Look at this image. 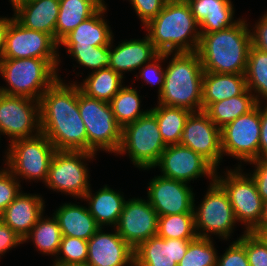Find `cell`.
Here are the masks:
<instances>
[{
  "mask_svg": "<svg viewBox=\"0 0 267 266\" xmlns=\"http://www.w3.org/2000/svg\"><path fill=\"white\" fill-rule=\"evenodd\" d=\"M187 3L200 33L220 31L239 21L233 19L235 11L231 0H189Z\"/></svg>",
  "mask_w": 267,
  "mask_h": 266,
  "instance_id": "23",
  "label": "cell"
},
{
  "mask_svg": "<svg viewBox=\"0 0 267 266\" xmlns=\"http://www.w3.org/2000/svg\"><path fill=\"white\" fill-rule=\"evenodd\" d=\"M246 20L212 32L200 33L197 53L204 72L219 74H245L251 44Z\"/></svg>",
  "mask_w": 267,
  "mask_h": 266,
  "instance_id": "2",
  "label": "cell"
},
{
  "mask_svg": "<svg viewBox=\"0 0 267 266\" xmlns=\"http://www.w3.org/2000/svg\"><path fill=\"white\" fill-rule=\"evenodd\" d=\"M68 53L77 62L86 68H91L92 72L109 67L111 54L110 45L94 47H67Z\"/></svg>",
  "mask_w": 267,
  "mask_h": 266,
  "instance_id": "38",
  "label": "cell"
},
{
  "mask_svg": "<svg viewBox=\"0 0 267 266\" xmlns=\"http://www.w3.org/2000/svg\"><path fill=\"white\" fill-rule=\"evenodd\" d=\"M257 102L254 94L246 89L242 94L210 104L204 112L218 128L251 111Z\"/></svg>",
  "mask_w": 267,
  "mask_h": 266,
  "instance_id": "30",
  "label": "cell"
},
{
  "mask_svg": "<svg viewBox=\"0 0 267 266\" xmlns=\"http://www.w3.org/2000/svg\"><path fill=\"white\" fill-rule=\"evenodd\" d=\"M254 26L253 31L250 32L251 44L253 47L267 53V12Z\"/></svg>",
  "mask_w": 267,
  "mask_h": 266,
  "instance_id": "46",
  "label": "cell"
},
{
  "mask_svg": "<svg viewBox=\"0 0 267 266\" xmlns=\"http://www.w3.org/2000/svg\"><path fill=\"white\" fill-rule=\"evenodd\" d=\"M166 145L163 142L155 115H145L122 128L121 144L116 154H125L137 168H155Z\"/></svg>",
  "mask_w": 267,
  "mask_h": 266,
  "instance_id": "6",
  "label": "cell"
},
{
  "mask_svg": "<svg viewBox=\"0 0 267 266\" xmlns=\"http://www.w3.org/2000/svg\"><path fill=\"white\" fill-rule=\"evenodd\" d=\"M247 89L245 74L204 72L202 80V110L210 104L242 94Z\"/></svg>",
  "mask_w": 267,
  "mask_h": 266,
  "instance_id": "27",
  "label": "cell"
},
{
  "mask_svg": "<svg viewBox=\"0 0 267 266\" xmlns=\"http://www.w3.org/2000/svg\"><path fill=\"white\" fill-rule=\"evenodd\" d=\"M170 1H174V2H188L189 0H170Z\"/></svg>",
  "mask_w": 267,
  "mask_h": 266,
  "instance_id": "54",
  "label": "cell"
},
{
  "mask_svg": "<svg viewBox=\"0 0 267 266\" xmlns=\"http://www.w3.org/2000/svg\"><path fill=\"white\" fill-rule=\"evenodd\" d=\"M263 231H267V201L263 202V213L260 225L253 232L260 235Z\"/></svg>",
  "mask_w": 267,
  "mask_h": 266,
  "instance_id": "50",
  "label": "cell"
},
{
  "mask_svg": "<svg viewBox=\"0 0 267 266\" xmlns=\"http://www.w3.org/2000/svg\"><path fill=\"white\" fill-rule=\"evenodd\" d=\"M59 43L49 34L28 29L15 18L11 22L2 58L59 59Z\"/></svg>",
  "mask_w": 267,
  "mask_h": 266,
  "instance_id": "14",
  "label": "cell"
},
{
  "mask_svg": "<svg viewBox=\"0 0 267 266\" xmlns=\"http://www.w3.org/2000/svg\"><path fill=\"white\" fill-rule=\"evenodd\" d=\"M238 240L244 245L250 266H267V242L254 232H243Z\"/></svg>",
  "mask_w": 267,
  "mask_h": 266,
  "instance_id": "40",
  "label": "cell"
},
{
  "mask_svg": "<svg viewBox=\"0 0 267 266\" xmlns=\"http://www.w3.org/2000/svg\"><path fill=\"white\" fill-rule=\"evenodd\" d=\"M56 149L42 133L12 141L6 151V165L16 178L47 179L49 166ZM19 176V177H17Z\"/></svg>",
  "mask_w": 267,
  "mask_h": 266,
  "instance_id": "8",
  "label": "cell"
},
{
  "mask_svg": "<svg viewBox=\"0 0 267 266\" xmlns=\"http://www.w3.org/2000/svg\"><path fill=\"white\" fill-rule=\"evenodd\" d=\"M204 70L197 52L174 53L165 69L158 103L170 107L202 111V80Z\"/></svg>",
  "mask_w": 267,
  "mask_h": 266,
  "instance_id": "4",
  "label": "cell"
},
{
  "mask_svg": "<svg viewBox=\"0 0 267 266\" xmlns=\"http://www.w3.org/2000/svg\"><path fill=\"white\" fill-rule=\"evenodd\" d=\"M190 241L152 236L134 250V266H178Z\"/></svg>",
  "mask_w": 267,
  "mask_h": 266,
  "instance_id": "20",
  "label": "cell"
},
{
  "mask_svg": "<svg viewBox=\"0 0 267 266\" xmlns=\"http://www.w3.org/2000/svg\"><path fill=\"white\" fill-rule=\"evenodd\" d=\"M135 13L145 26L164 8L168 0H129Z\"/></svg>",
  "mask_w": 267,
  "mask_h": 266,
  "instance_id": "44",
  "label": "cell"
},
{
  "mask_svg": "<svg viewBox=\"0 0 267 266\" xmlns=\"http://www.w3.org/2000/svg\"><path fill=\"white\" fill-rule=\"evenodd\" d=\"M23 243V240L11 228L0 220V256Z\"/></svg>",
  "mask_w": 267,
  "mask_h": 266,
  "instance_id": "47",
  "label": "cell"
},
{
  "mask_svg": "<svg viewBox=\"0 0 267 266\" xmlns=\"http://www.w3.org/2000/svg\"><path fill=\"white\" fill-rule=\"evenodd\" d=\"M158 217L148 199L134 197L125 201L114 229L135 250L142 242L157 235Z\"/></svg>",
  "mask_w": 267,
  "mask_h": 266,
  "instance_id": "15",
  "label": "cell"
},
{
  "mask_svg": "<svg viewBox=\"0 0 267 266\" xmlns=\"http://www.w3.org/2000/svg\"><path fill=\"white\" fill-rule=\"evenodd\" d=\"M138 91L129 86L122 87L109 102L117 124L124 126L135 122L149 110L141 111V97Z\"/></svg>",
  "mask_w": 267,
  "mask_h": 266,
  "instance_id": "35",
  "label": "cell"
},
{
  "mask_svg": "<svg viewBox=\"0 0 267 266\" xmlns=\"http://www.w3.org/2000/svg\"><path fill=\"white\" fill-rule=\"evenodd\" d=\"M61 254H63L61 256ZM59 258L56 257L53 266H69L72 264H84L88 257V241L62 236L60 248L57 253Z\"/></svg>",
  "mask_w": 267,
  "mask_h": 266,
  "instance_id": "39",
  "label": "cell"
},
{
  "mask_svg": "<svg viewBox=\"0 0 267 266\" xmlns=\"http://www.w3.org/2000/svg\"><path fill=\"white\" fill-rule=\"evenodd\" d=\"M147 194L158 216L193 213L195 195L185 182L154 176L149 182Z\"/></svg>",
  "mask_w": 267,
  "mask_h": 266,
  "instance_id": "18",
  "label": "cell"
},
{
  "mask_svg": "<svg viewBox=\"0 0 267 266\" xmlns=\"http://www.w3.org/2000/svg\"><path fill=\"white\" fill-rule=\"evenodd\" d=\"M156 117L163 142L166 146L179 144L186 121L192 111L162 104L149 109Z\"/></svg>",
  "mask_w": 267,
  "mask_h": 266,
  "instance_id": "32",
  "label": "cell"
},
{
  "mask_svg": "<svg viewBox=\"0 0 267 266\" xmlns=\"http://www.w3.org/2000/svg\"><path fill=\"white\" fill-rule=\"evenodd\" d=\"M179 144L200 154L216 170L223 158L221 129L203 110L189 115Z\"/></svg>",
  "mask_w": 267,
  "mask_h": 266,
  "instance_id": "17",
  "label": "cell"
},
{
  "mask_svg": "<svg viewBox=\"0 0 267 266\" xmlns=\"http://www.w3.org/2000/svg\"><path fill=\"white\" fill-rule=\"evenodd\" d=\"M78 106L87 132V151L118 152L122 128L117 124L109 103L90 98L78 86Z\"/></svg>",
  "mask_w": 267,
  "mask_h": 266,
  "instance_id": "7",
  "label": "cell"
},
{
  "mask_svg": "<svg viewBox=\"0 0 267 266\" xmlns=\"http://www.w3.org/2000/svg\"><path fill=\"white\" fill-rule=\"evenodd\" d=\"M106 10V5L102 6L93 16L81 22L59 42V46L94 47L110 45L113 34L107 21L102 16Z\"/></svg>",
  "mask_w": 267,
  "mask_h": 266,
  "instance_id": "25",
  "label": "cell"
},
{
  "mask_svg": "<svg viewBox=\"0 0 267 266\" xmlns=\"http://www.w3.org/2000/svg\"><path fill=\"white\" fill-rule=\"evenodd\" d=\"M157 166L161 176L185 183L202 176L215 180L216 169L200 154L180 144L166 146Z\"/></svg>",
  "mask_w": 267,
  "mask_h": 266,
  "instance_id": "16",
  "label": "cell"
},
{
  "mask_svg": "<svg viewBox=\"0 0 267 266\" xmlns=\"http://www.w3.org/2000/svg\"><path fill=\"white\" fill-rule=\"evenodd\" d=\"M55 212L62 236L88 241L101 228L85 206L65 203Z\"/></svg>",
  "mask_w": 267,
  "mask_h": 266,
  "instance_id": "26",
  "label": "cell"
},
{
  "mask_svg": "<svg viewBox=\"0 0 267 266\" xmlns=\"http://www.w3.org/2000/svg\"><path fill=\"white\" fill-rule=\"evenodd\" d=\"M157 235L163 239L193 240L197 237L193 213L158 217Z\"/></svg>",
  "mask_w": 267,
  "mask_h": 266,
  "instance_id": "36",
  "label": "cell"
},
{
  "mask_svg": "<svg viewBox=\"0 0 267 266\" xmlns=\"http://www.w3.org/2000/svg\"><path fill=\"white\" fill-rule=\"evenodd\" d=\"M44 203L40 195L20 192L0 214V220L24 240L44 213Z\"/></svg>",
  "mask_w": 267,
  "mask_h": 266,
  "instance_id": "21",
  "label": "cell"
},
{
  "mask_svg": "<svg viewBox=\"0 0 267 266\" xmlns=\"http://www.w3.org/2000/svg\"><path fill=\"white\" fill-rule=\"evenodd\" d=\"M95 155L88 151L56 150L45 185L54 191L82 199L90 189L88 167L83 161L94 159Z\"/></svg>",
  "mask_w": 267,
  "mask_h": 266,
  "instance_id": "11",
  "label": "cell"
},
{
  "mask_svg": "<svg viewBox=\"0 0 267 266\" xmlns=\"http://www.w3.org/2000/svg\"><path fill=\"white\" fill-rule=\"evenodd\" d=\"M199 24L187 2L168 0L145 28L159 53L197 52L200 42Z\"/></svg>",
  "mask_w": 267,
  "mask_h": 266,
  "instance_id": "3",
  "label": "cell"
},
{
  "mask_svg": "<svg viewBox=\"0 0 267 266\" xmlns=\"http://www.w3.org/2000/svg\"><path fill=\"white\" fill-rule=\"evenodd\" d=\"M61 238L62 233L56 217L53 215V218H43L42 214L23 242L31 239L38 251L43 252L42 254L58 257Z\"/></svg>",
  "mask_w": 267,
  "mask_h": 266,
  "instance_id": "33",
  "label": "cell"
},
{
  "mask_svg": "<svg viewBox=\"0 0 267 266\" xmlns=\"http://www.w3.org/2000/svg\"><path fill=\"white\" fill-rule=\"evenodd\" d=\"M69 266H90V265H88L87 263H84V264H72Z\"/></svg>",
  "mask_w": 267,
  "mask_h": 266,
  "instance_id": "53",
  "label": "cell"
},
{
  "mask_svg": "<svg viewBox=\"0 0 267 266\" xmlns=\"http://www.w3.org/2000/svg\"><path fill=\"white\" fill-rule=\"evenodd\" d=\"M13 20H14V15L12 18H7V17L0 18V60L2 58L5 49L7 31Z\"/></svg>",
  "mask_w": 267,
  "mask_h": 266,
  "instance_id": "49",
  "label": "cell"
},
{
  "mask_svg": "<svg viewBox=\"0 0 267 266\" xmlns=\"http://www.w3.org/2000/svg\"><path fill=\"white\" fill-rule=\"evenodd\" d=\"M102 6L100 0H59L55 40L59 43L81 22L93 16Z\"/></svg>",
  "mask_w": 267,
  "mask_h": 266,
  "instance_id": "29",
  "label": "cell"
},
{
  "mask_svg": "<svg viewBox=\"0 0 267 266\" xmlns=\"http://www.w3.org/2000/svg\"><path fill=\"white\" fill-rule=\"evenodd\" d=\"M60 59L1 58L0 75L8 83L0 92L40 101L44 92L59 78Z\"/></svg>",
  "mask_w": 267,
  "mask_h": 266,
  "instance_id": "5",
  "label": "cell"
},
{
  "mask_svg": "<svg viewBox=\"0 0 267 266\" xmlns=\"http://www.w3.org/2000/svg\"><path fill=\"white\" fill-rule=\"evenodd\" d=\"M18 180L8 168L0 170V214L21 192Z\"/></svg>",
  "mask_w": 267,
  "mask_h": 266,
  "instance_id": "41",
  "label": "cell"
},
{
  "mask_svg": "<svg viewBox=\"0 0 267 266\" xmlns=\"http://www.w3.org/2000/svg\"><path fill=\"white\" fill-rule=\"evenodd\" d=\"M248 163L256 165V169L253 170V174L250 173V176L256 184L260 197L265 202L267 201V157L257 158Z\"/></svg>",
  "mask_w": 267,
  "mask_h": 266,
  "instance_id": "45",
  "label": "cell"
},
{
  "mask_svg": "<svg viewBox=\"0 0 267 266\" xmlns=\"http://www.w3.org/2000/svg\"><path fill=\"white\" fill-rule=\"evenodd\" d=\"M173 53H159L155 58H153L150 62L143 65L139 72V76L146 83L151 85H159L158 86V94L162 92L164 79H165V68H162L159 65V62L162 63L163 60L167 59Z\"/></svg>",
  "mask_w": 267,
  "mask_h": 266,
  "instance_id": "42",
  "label": "cell"
},
{
  "mask_svg": "<svg viewBox=\"0 0 267 266\" xmlns=\"http://www.w3.org/2000/svg\"><path fill=\"white\" fill-rule=\"evenodd\" d=\"M216 266H250L244 245L237 239L233 241L221 257H217Z\"/></svg>",
  "mask_w": 267,
  "mask_h": 266,
  "instance_id": "43",
  "label": "cell"
},
{
  "mask_svg": "<svg viewBox=\"0 0 267 266\" xmlns=\"http://www.w3.org/2000/svg\"><path fill=\"white\" fill-rule=\"evenodd\" d=\"M40 132V102L0 92V135L8 136L11 143Z\"/></svg>",
  "mask_w": 267,
  "mask_h": 266,
  "instance_id": "13",
  "label": "cell"
},
{
  "mask_svg": "<svg viewBox=\"0 0 267 266\" xmlns=\"http://www.w3.org/2000/svg\"><path fill=\"white\" fill-rule=\"evenodd\" d=\"M102 229L88 240L86 263L90 266H134V249L116 229L115 233H105Z\"/></svg>",
  "mask_w": 267,
  "mask_h": 266,
  "instance_id": "19",
  "label": "cell"
},
{
  "mask_svg": "<svg viewBox=\"0 0 267 266\" xmlns=\"http://www.w3.org/2000/svg\"><path fill=\"white\" fill-rule=\"evenodd\" d=\"M40 129L56 150L87 151V132L78 106V84L59 78L40 99Z\"/></svg>",
  "mask_w": 267,
  "mask_h": 266,
  "instance_id": "1",
  "label": "cell"
},
{
  "mask_svg": "<svg viewBox=\"0 0 267 266\" xmlns=\"http://www.w3.org/2000/svg\"><path fill=\"white\" fill-rule=\"evenodd\" d=\"M100 3H101L103 6L106 5L104 0H100Z\"/></svg>",
  "mask_w": 267,
  "mask_h": 266,
  "instance_id": "55",
  "label": "cell"
},
{
  "mask_svg": "<svg viewBox=\"0 0 267 266\" xmlns=\"http://www.w3.org/2000/svg\"><path fill=\"white\" fill-rule=\"evenodd\" d=\"M245 79L247 89L250 90L252 93L254 92L253 94L257 104H262L260 101L261 98L267 100L266 52H263L253 46L250 47L247 67L245 71Z\"/></svg>",
  "mask_w": 267,
  "mask_h": 266,
  "instance_id": "34",
  "label": "cell"
},
{
  "mask_svg": "<svg viewBox=\"0 0 267 266\" xmlns=\"http://www.w3.org/2000/svg\"><path fill=\"white\" fill-rule=\"evenodd\" d=\"M123 78L110 67H106L91 72L78 86L86 96L109 103L123 87Z\"/></svg>",
  "mask_w": 267,
  "mask_h": 266,
  "instance_id": "31",
  "label": "cell"
},
{
  "mask_svg": "<svg viewBox=\"0 0 267 266\" xmlns=\"http://www.w3.org/2000/svg\"><path fill=\"white\" fill-rule=\"evenodd\" d=\"M33 0H11V4H22V3H27Z\"/></svg>",
  "mask_w": 267,
  "mask_h": 266,
  "instance_id": "51",
  "label": "cell"
},
{
  "mask_svg": "<svg viewBox=\"0 0 267 266\" xmlns=\"http://www.w3.org/2000/svg\"><path fill=\"white\" fill-rule=\"evenodd\" d=\"M260 235H261V236L265 239V241L267 242V231H263Z\"/></svg>",
  "mask_w": 267,
  "mask_h": 266,
  "instance_id": "52",
  "label": "cell"
},
{
  "mask_svg": "<svg viewBox=\"0 0 267 266\" xmlns=\"http://www.w3.org/2000/svg\"><path fill=\"white\" fill-rule=\"evenodd\" d=\"M14 18L24 27L42 31L55 39V26L59 14V0H33L12 4Z\"/></svg>",
  "mask_w": 267,
  "mask_h": 266,
  "instance_id": "24",
  "label": "cell"
},
{
  "mask_svg": "<svg viewBox=\"0 0 267 266\" xmlns=\"http://www.w3.org/2000/svg\"><path fill=\"white\" fill-rule=\"evenodd\" d=\"M260 106L236 118L221 128L222 154L245 163L258 158L261 133Z\"/></svg>",
  "mask_w": 267,
  "mask_h": 266,
  "instance_id": "12",
  "label": "cell"
},
{
  "mask_svg": "<svg viewBox=\"0 0 267 266\" xmlns=\"http://www.w3.org/2000/svg\"><path fill=\"white\" fill-rule=\"evenodd\" d=\"M211 239L196 237L191 240L178 266H216L218 255Z\"/></svg>",
  "mask_w": 267,
  "mask_h": 266,
  "instance_id": "37",
  "label": "cell"
},
{
  "mask_svg": "<svg viewBox=\"0 0 267 266\" xmlns=\"http://www.w3.org/2000/svg\"><path fill=\"white\" fill-rule=\"evenodd\" d=\"M85 199L89 202L90 214L100 227L117 225L126 201L123 194L105 185L95 194H92L90 188L83 197Z\"/></svg>",
  "mask_w": 267,
  "mask_h": 266,
  "instance_id": "28",
  "label": "cell"
},
{
  "mask_svg": "<svg viewBox=\"0 0 267 266\" xmlns=\"http://www.w3.org/2000/svg\"><path fill=\"white\" fill-rule=\"evenodd\" d=\"M240 170L238 165L234 171L228 170L226 177L217 175L216 170L215 180L227 192L237 222L245 225V232H253L260 225L263 200L252 177Z\"/></svg>",
  "mask_w": 267,
  "mask_h": 266,
  "instance_id": "9",
  "label": "cell"
},
{
  "mask_svg": "<svg viewBox=\"0 0 267 266\" xmlns=\"http://www.w3.org/2000/svg\"><path fill=\"white\" fill-rule=\"evenodd\" d=\"M199 205L196 208L193 203L197 237L211 238L209 234H214L219 235L223 240L229 239L237 220L227 192L216 180L211 181L208 191Z\"/></svg>",
  "mask_w": 267,
  "mask_h": 266,
  "instance_id": "10",
  "label": "cell"
},
{
  "mask_svg": "<svg viewBox=\"0 0 267 266\" xmlns=\"http://www.w3.org/2000/svg\"><path fill=\"white\" fill-rule=\"evenodd\" d=\"M261 133L258 150V158L267 157V103L262 110L260 107Z\"/></svg>",
  "mask_w": 267,
  "mask_h": 266,
  "instance_id": "48",
  "label": "cell"
},
{
  "mask_svg": "<svg viewBox=\"0 0 267 266\" xmlns=\"http://www.w3.org/2000/svg\"><path fill=\"white\" fill-rule=\"evenodd\" d=\"M112 43L113 38L110 42L109 67L122 77H124L123 72L139 69L159 54L147 35L141 40L121 41L115 49H112Z\"/></svg>",
  "mask_w": 267,
  "mask_h": 266,
  "instance_id": "22",
  "label": "cell"
}]
</instances>
